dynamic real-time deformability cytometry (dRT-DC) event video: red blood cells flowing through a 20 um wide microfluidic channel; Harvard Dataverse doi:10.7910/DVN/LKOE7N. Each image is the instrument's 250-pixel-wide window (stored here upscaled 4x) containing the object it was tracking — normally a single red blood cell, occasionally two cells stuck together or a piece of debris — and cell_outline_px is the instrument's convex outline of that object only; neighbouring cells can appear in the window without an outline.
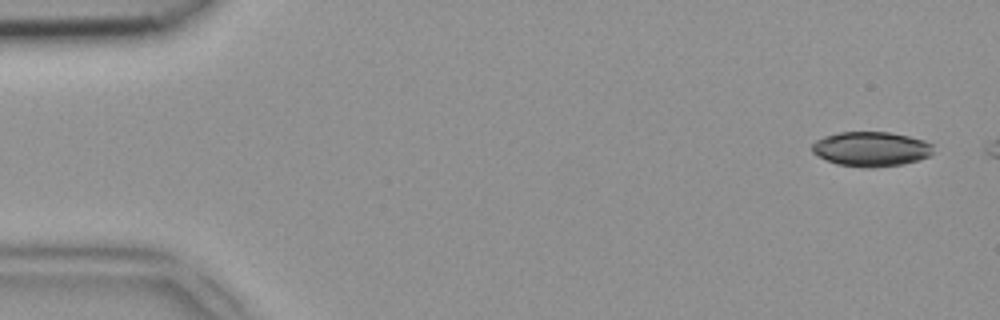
{"species": "common noctule bat (a hibernating species)", "species_latin": "Nyctalus noctula", "temperature_condition": "room temperature", "stored_images_in_passage": 6, "camera_frame_rate_fps": 3000, "um_per_image_px": 0.085, "animal": {"sex": "female", "body_mass_g": 18.4}, "frame": {"image": 1, "passage_image": 1, "time_ms": 0.0, "image_size_px": [1000, 320], "cell_outline_px": [[932, 152], [928, 156], [904, 164], [876, 168], [864, 168], [836, 164], [812, 152], [812, 144], [816, 140], [824, 136], [840, 132], [888, 132], [908, 136], [924, 140], [932, 144]], "centroid_in_image_um": [74.03, 12.67], "position_along_channel_um": 11.0, "area_um2": 24.45}}